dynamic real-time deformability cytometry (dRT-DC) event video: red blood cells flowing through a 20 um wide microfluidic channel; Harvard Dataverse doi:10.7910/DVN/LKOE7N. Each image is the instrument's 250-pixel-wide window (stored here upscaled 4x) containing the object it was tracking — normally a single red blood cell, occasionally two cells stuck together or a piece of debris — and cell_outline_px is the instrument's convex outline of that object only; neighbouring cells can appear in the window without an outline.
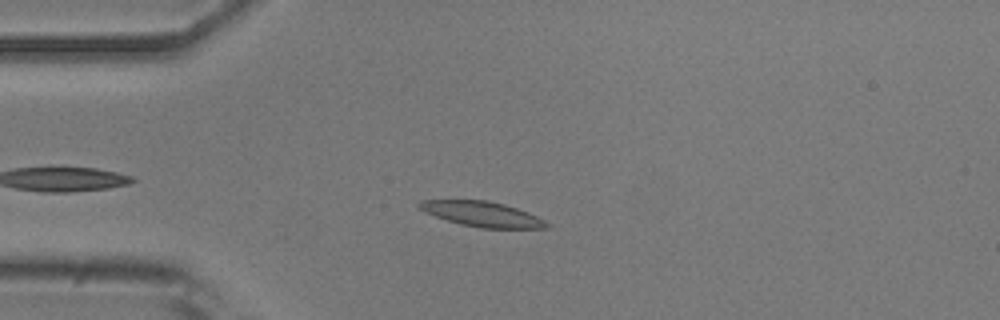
{"species": "common noctule bat (a hibernating species)", "species_latin": "Nyctalus noctula", "temperature_condition": "room temperature", "stored_images_in_passage": 37, "camera_frame_rate_fps": 3000, "um_per_image_px": 0.085, "animal": {"sex": "male", "body_mass_g": 20.5, "forearm_length_mm": 52.5}, "frame": {"image": 1, "passage_image": 7, "time_ms": 2.0, "image_size_px": [1000, 320], "cell_outline_px": [[552, 224], [548, 228], [480, 228], [460, 224], [424, 212], [416, 208], [416, 204], [424, 200], [488, 200], [504, 204], [528, 212]], "centroid_in_image_um": [40.98, 18.19], "position_along_channel_um": 44.0, "area_um2": 18.67}}
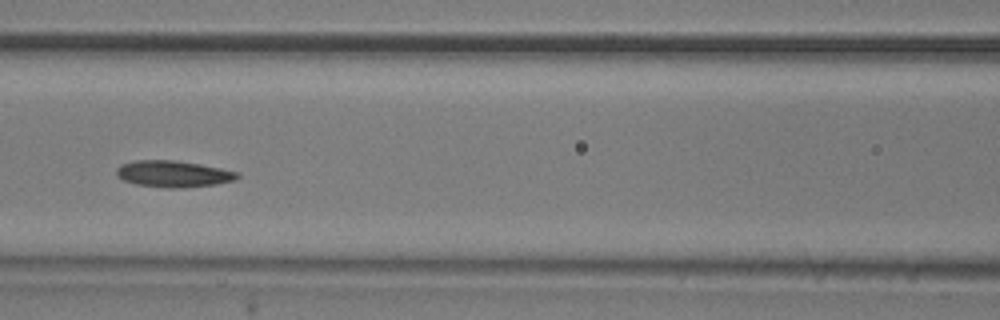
{"frame": {"image": 2, "passage_image": 17, "time_ms": 5.333, "image_size_px": [1000, 320], "cell_outline_px": [[240, 176], [236, 180], [216, 184], [180, 188], [168, 188], [136, 184], [124, 180], [116, 176], [116, 168], [120, 164], [136, 160], [172, 160], [200, 164], [240, 172]], "centroid_in_image_um": [14.73, 14.78], "position_along_channel_um": 151.9, "area_um2": 18.73}}
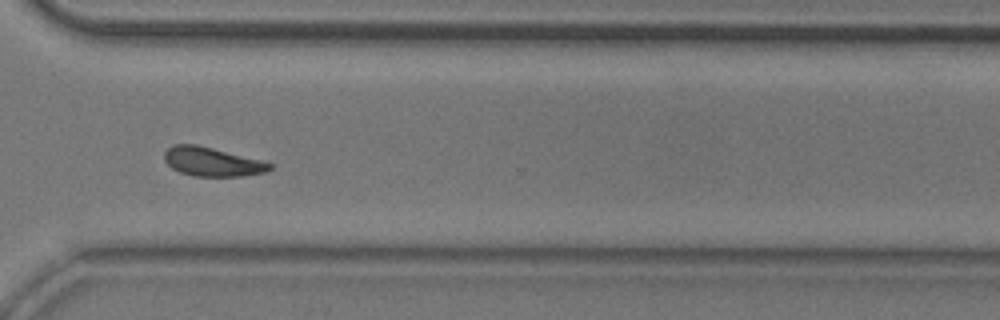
{"frame": {"image": 3, "passage_image": 33, "time_ms": 10.667, "image_size_px": [1000, 320], "cell_outline_px": [[272, 168], [264, 172], [240, 176], [196, 176], [180, 172], [172, 168], [164, 160], [164, 152], [172, 144], [196, 144], [260, 160], [272, 164]], "centroid_in_image_um": [17.98, 13.74], "position_along_channel_um": 352.6, "area_um2": 17.51}, "authors_computed_cell_mechanics": {"area_um2": 18.207, "velocity_mm_per_s": 3.7708, "shape_relaxation_time_tau1_ms": 3.5465, "shape_relaxation_time_tau2_ms": 7.0234, "deformation_change_tau1": 0.1032, "deformation_change_tau2": 0.1368}}